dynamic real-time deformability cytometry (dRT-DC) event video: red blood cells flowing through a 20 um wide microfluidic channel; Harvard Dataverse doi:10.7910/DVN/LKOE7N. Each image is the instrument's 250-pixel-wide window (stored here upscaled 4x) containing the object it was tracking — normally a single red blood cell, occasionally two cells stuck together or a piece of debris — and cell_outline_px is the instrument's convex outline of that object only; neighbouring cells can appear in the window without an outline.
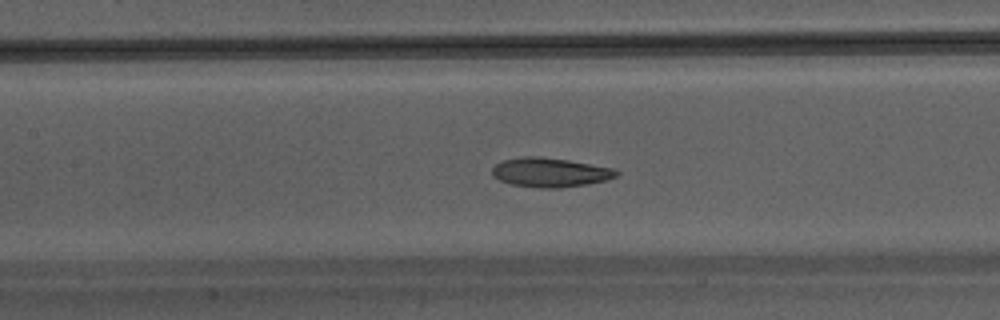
{"species": "Egyptian fruit bat (a non-hibernating species)", "species_latin": "Rousettus aegyptiacus", "temperature_condition": "warm", "stored_images_in_passage": 46, "segment_of_instrument_passage": [1, 2], "camera_frame_rate_fps": 3000, "um_per_image_px": 0.085, "animal": {"sex": "male"}, "frame": {"image": 1, "passage_image": 21, "time_ms": 6.667, "image_size_px": [1000, 320], "cell_outline_px": [[620, 172], [616, 176], [604, 180], [588, 184], [560, 188], [540, 188], [512, 184], [500, 180], [492, 176], [492, 168], [496, 164], [504, 160], [524, 156], [540, 156], [568, 160], [616, 168]], "centroid_in_image_um": [46.77, 14.65], "position_along_channel_um": 160.6, "area_um2": 21.21}}
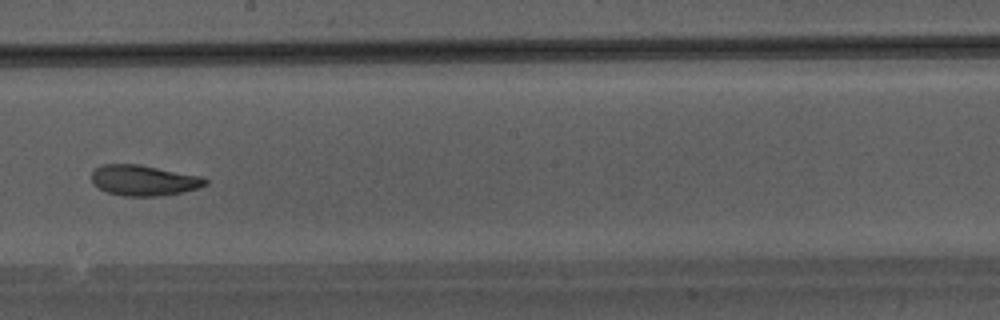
{"frame": {"image": 2, "passage_image": 26, "time_ms": 8.333, "image_size_px": [1000, 320], "cell_outline_px": [[208, 184], [200, 188], [180, 192], [156, 196], [124, 196], [108, 192], [92, 184], [92, 172], [100, 164], [140, 164], [200, 176], [208, 180]], "centroid_in_image_um": [12.21, 15.32], "position_along_channel_um": 236.0, "area_um2": 20.23}}
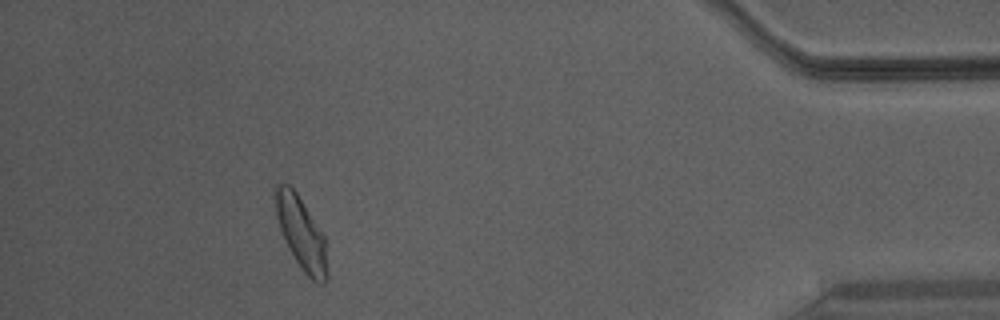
{"frame": {"image": 3, "passage_image": 41, "time_ms": 13.333, "image_size_px": [1000, 320], "cell_outline_px": [[328, 276], [324, 284], [320, 284], [312, 280], [300, 268], [288, 248], [284, 240], [276, 216], [272, 188], [276, 184], [288, 184], [296, 192], [324, 236], [328, 272]], "centroid_in_image_um": [25.57, 19.82], "position_along_channel_um": 409.6, "area_um2": 21.96}}